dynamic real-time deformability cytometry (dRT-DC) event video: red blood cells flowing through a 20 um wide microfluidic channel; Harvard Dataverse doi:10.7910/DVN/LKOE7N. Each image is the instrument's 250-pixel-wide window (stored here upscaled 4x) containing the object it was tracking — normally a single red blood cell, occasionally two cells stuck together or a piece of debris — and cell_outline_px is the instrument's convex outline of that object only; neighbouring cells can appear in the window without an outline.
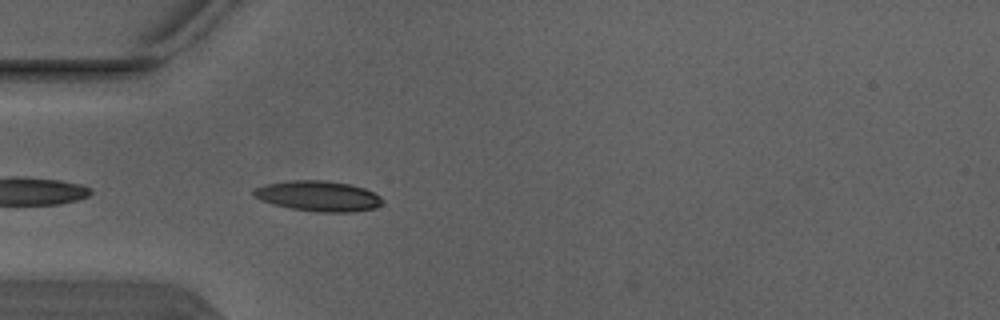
{"species": "Egyptian fruit bat (a non-hibernating species)", "species_latin": "Rousettus aegyptiacus", "temperature_condition": "warm", "stored_images_in_passage": 3, "camera_frame_rate_fps": 3000, "um_per_image_px": 0.085, "animal": {"sex": "male"}, "frame": {"image": 1, "passage_image": 3, "time_ms": 0.667, "image_size_px": [1000, 320], "cell_outline_px": [[384, 200], [376, 208], [352, 212], [320, 212], [292, 208], [272, 204], [260, 200], [252, 196], [252, 192], [256, 188], [264, 184], [292, 180], [324, 180], [348, 184], [364, 188], [380, 196]], "centroid_in_image_um": [27.03, 16.66], "position_along_channel_um": 58.0, "area_um2": 22.77}}